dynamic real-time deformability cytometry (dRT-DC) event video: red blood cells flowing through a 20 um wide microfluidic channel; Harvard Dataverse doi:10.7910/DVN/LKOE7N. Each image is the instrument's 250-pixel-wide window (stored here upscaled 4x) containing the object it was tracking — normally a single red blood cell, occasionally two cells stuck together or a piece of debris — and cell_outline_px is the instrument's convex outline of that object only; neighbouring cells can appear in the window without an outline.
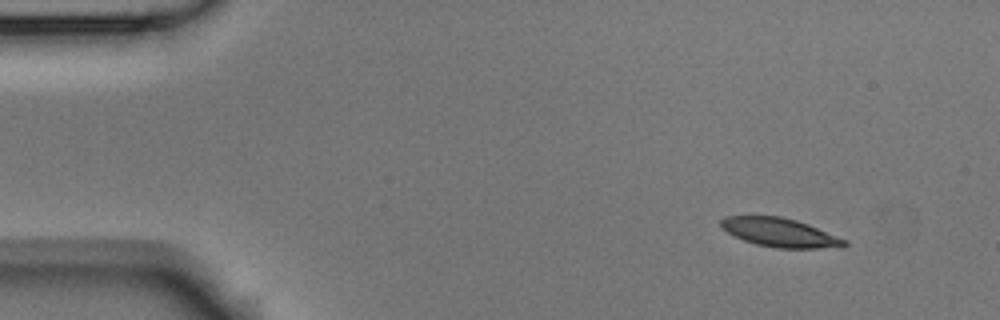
{"species": "Egyptian fruit bat (a non-hibernating species)", "species_latin": "Rousettus aegyptiacus", "temperature_condition": "room temperature", "stored_images_in_passage": 3, "camera_frame_rate_fps": 3000, "um_per_image_px": 0.085, "animal": {"sex": "male"}, "frame": {"image": 1, "passage_image": 1, "time_ms": 0.0, "image_size_px": [1000, 320], "cell_outline_px": [[848, 244], [844, 248], [776, 248], [756, 244], [744, 240], [728, 232], [720, 224], [720, 220], [724, 216], [780, 216], [796, 220], [808, 224], [848, 240]], "centroid_in_image_um": [66.36, 19.77], "position_along_channel_um": 18.6, "area_um2": 20.75}}
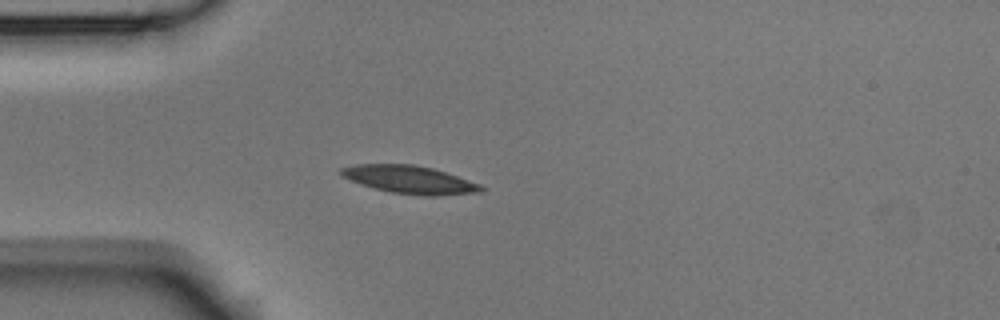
{"frame": {"image": 2, "passage_image": 3, "time_ms": 0.667, "image_size_px": [1000, 320], "cell_outline_px": [[484, 192], [436, 196], [424, 196], [392, 192], [360, 184], [340, 176], [340, 168], [356, 164], [412, 164], [432, 168], [480, 184], [484, 188]], "centroid_in_image_um": [34.81, 15.27], "position_along_channel_um": 50.2, "area_um2": 22.66}}